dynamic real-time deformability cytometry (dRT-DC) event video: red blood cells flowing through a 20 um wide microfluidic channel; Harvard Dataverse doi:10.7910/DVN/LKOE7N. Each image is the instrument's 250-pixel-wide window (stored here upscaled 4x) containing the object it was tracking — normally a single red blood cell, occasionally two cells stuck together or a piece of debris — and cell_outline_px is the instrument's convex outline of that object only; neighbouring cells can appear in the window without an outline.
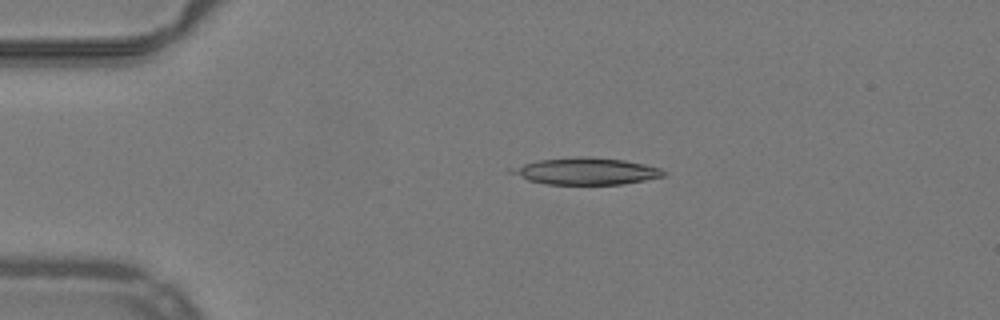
{"species": "common noctule bat (a hibernating species)", "species_latin": "Nyctalus noctula", "temperature_condition": "warm", "stored_images_in_passage": 10, "camera_frame_rate_fps": 3000, "um_per_image_px": 0.085, "animal": {"sex": "male", "body_mass_g": 19.2, "forearm_length_mm": 51.8}, "frame": {"image": 1, "passage_image": 3, "time_ms": 0.667, "image_size_px": [1000, 320], "cell_outline_px": [[664, 176], [644, 180], [620, 184], [544, 184], [528, 180], [508, 172], [508, 168], [536, 160], [576, 156], [588, 156], [624, 160], [644, 164], [660, 168], [664, 172]], "centroid_in_image_um": [49.74, 14.54], "position_along_channel_um": 35.3, "area_um2": 23.81}}
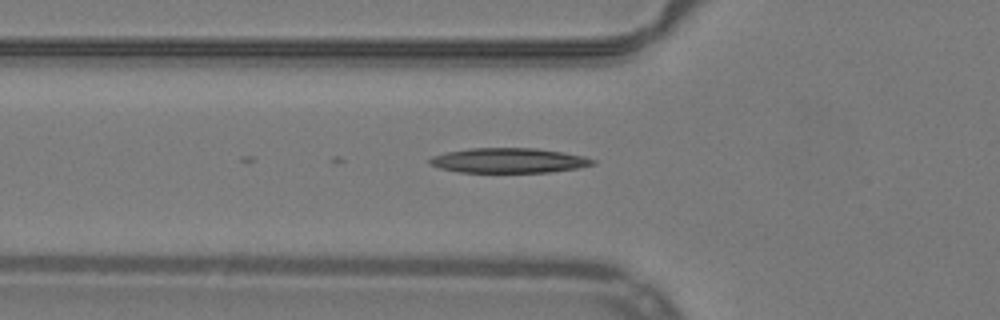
{"frame": {"image": 2, "passage_image": 10, "time_ms": 3.0, "image_size_px": [1000, 320], "cell_outline_px": [[596, 164], [576, 168], [548, 172], [460, 172], [440, 168], [428, 164], [428, 160], [432, 156], [448, 152], [468, 148], [536, 148], [564, 152], [584, 156], [596, 160]], "centroid_in_image_um": [43.24, 13.63], "position_along_channel_um": 82.6, "area_um2": 23.64}}